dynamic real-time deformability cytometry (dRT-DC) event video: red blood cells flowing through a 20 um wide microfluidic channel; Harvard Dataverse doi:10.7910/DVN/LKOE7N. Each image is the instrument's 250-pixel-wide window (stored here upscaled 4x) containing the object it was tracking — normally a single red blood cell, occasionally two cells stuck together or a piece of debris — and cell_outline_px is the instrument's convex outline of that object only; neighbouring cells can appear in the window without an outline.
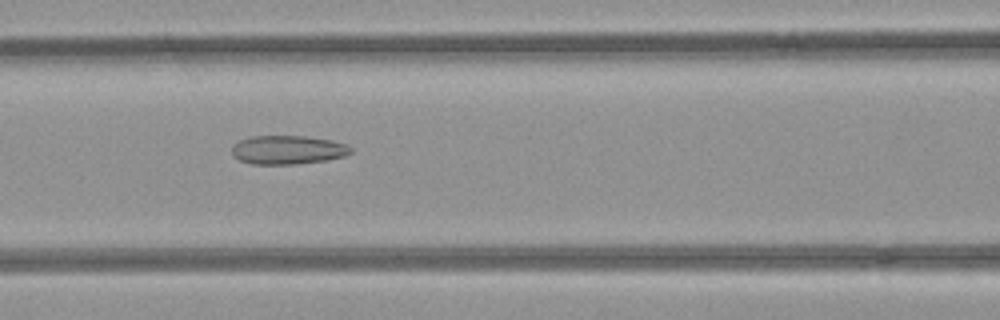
{"species": "common noctule bat (a hibernating species)", "species_latin": "Nyctalus noctula", "temperature_condition": "room temperature", "stored_images_in_passage": 9, "camera_frame_rate_fps": 3000, "um_per_image_px": 0.085, "animal": {"sex": "female", "body_mass_g": 21.9}, "frame": {"image": 1, "passage_image": 6, "time_ms": 1.667, "image_size_px": [1000, 320], "cell_outline_px": [[352, 152], [344, 156], [328, 160], [296, 164], [252, 164], [240, 160], [232, 156], [232, 144], [240, 140], [252, 136], [304, 136], [332, 140], [344, 144], [352, 148]], "centroid_in_image_um": [24.44, 12.74], "position_along_channel_um": 142.2, "area_um2": 20.0}}
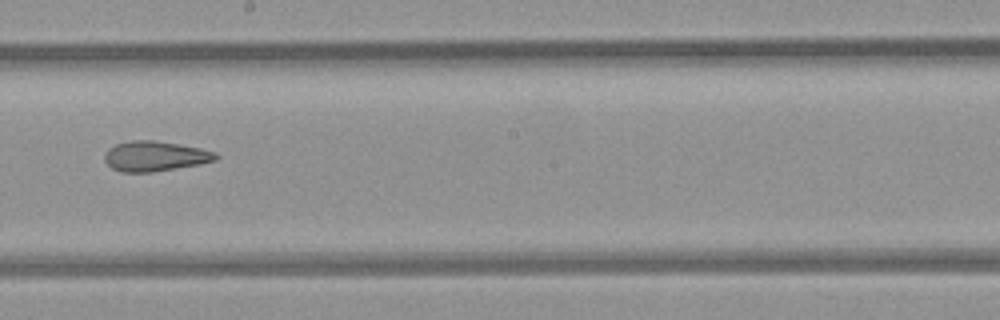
{"frame": {"image": 2, "passage_image": 8, "time_ms": 2.333, "image_size_px": [1000, 320], "cell_outline_px": [[220, 156], [216, 160], [200, 164], [152, 172], [120, 172], [112, 168], [104, 160], [104, 156], [108, 148], [116, 144], [132, 140], [156, 140], [180, 144], [200, 148], [216, 152]], "centroid_in_image_um": [13.18, 13.27], "position_along_channel_um": 235.0, "area_um2": 19.59}}
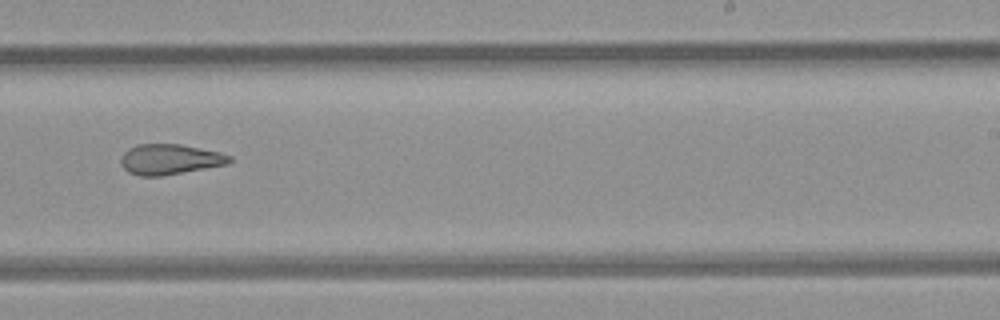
{"frame": {"image": 3, "passage_image": 9, "time_ms": 2.667, "image_size_px": [1000, 320], "cell_outline_px": [[232, 160], [224, 164], [204, 168], [160, 176], [140, 176], [128, 172], [120, 164], [120, 160], [124, 152], [128, 148], [136, 144], [180, 144], [220, 152], [232, 156]], "centroid_in_image_um": [14.38, 13.53], "position_along_channel_um": 274.6, "area_um2": 19.07}}